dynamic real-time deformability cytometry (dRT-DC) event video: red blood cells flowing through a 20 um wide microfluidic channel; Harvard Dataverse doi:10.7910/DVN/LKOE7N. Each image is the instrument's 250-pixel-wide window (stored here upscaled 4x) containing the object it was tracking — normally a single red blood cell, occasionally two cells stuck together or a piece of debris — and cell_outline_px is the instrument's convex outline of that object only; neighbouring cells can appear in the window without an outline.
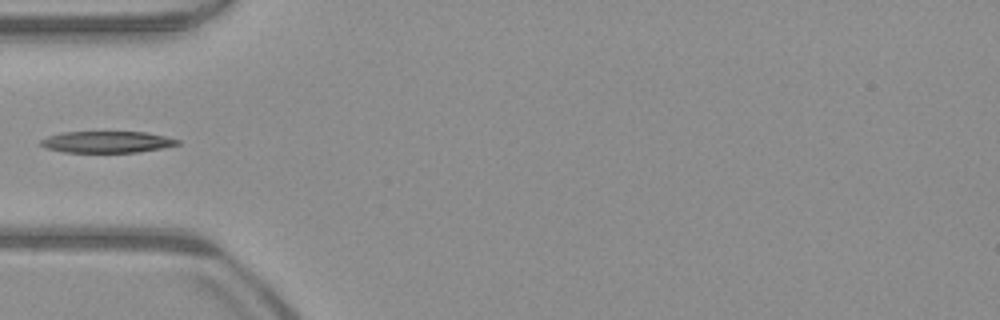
{"species": "common noctule bat (a hibernating species)", "species_latin": "Nyctalus noctula", "temperature_condition": "warm", "stored_images_in_passage": 36, "camera_frame_rate_fps": 3000, "um_per_image_px": 0.085, "animal": {"sex": "male", "body_mass_g": 23.1, "forearm_length_mm": 52.7}, "frame": {"image": 1, "passage_image": 1, "time_ms": 0.0, "image_size_px": [1000, 320], "cell_outline_px": [[180, 144], [140, 152], [64, 152], [44, 148], [36, 144], [40, 140], [48, 136], [60, 132], [144, 132], [164, 136], [180, 140]], "centroid_in_image_um": [9.01, 12.07], "position_along_channel_um": 76.0, "area_um2": 17.22}}
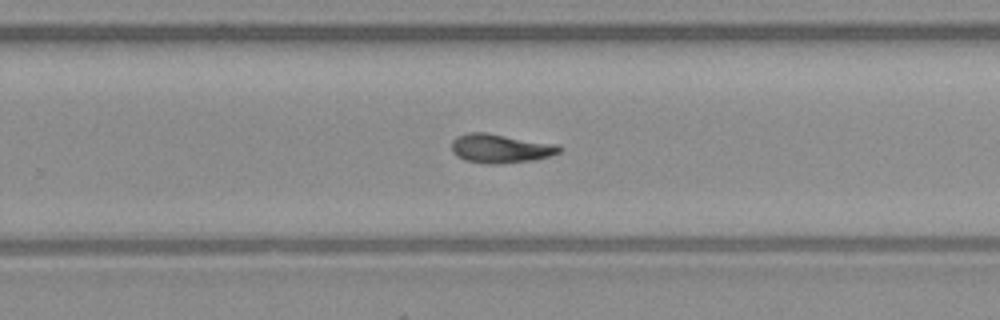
{"frame": {"image": 2, "passage_image": 17, "time_ms": 5.333, "image_size_px": [1000, 320], "cell_outline_px": [[564, 148], [560, 152], [552, 156], [536, 160], [496, 164], [484, 164], [464, 160], [456, 156], [452, 152], [452, 140], [456, 136], [468, 132], [488, 132], [556, 144]], "centroid_in_image_um": [42.54, 12.62], "position_along_channel_um": 287.3, "area_um2": 18.61}}
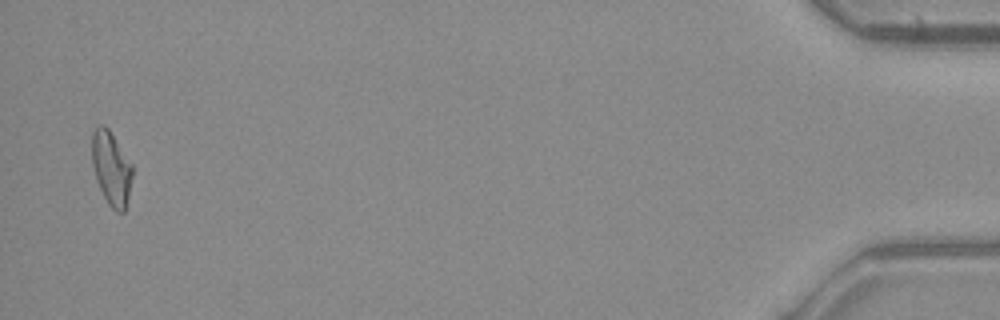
{"frame": {"image": 3, "passage_image": 35, "time_ms": 11.333, "image_size_px": [1000, 320], "cell_outline_px": [[132, 176], [128, 196], [124, 212], [116, 212], [108, 204], [96, 180], [92, 168], [92, 132], [96, 124], [104, 124], [108, 128], [132, 164]], "centroid_in_image_um": [9.43, 14.27], "position_along_channel_um": 425.8, "area_um2": 17.4}}